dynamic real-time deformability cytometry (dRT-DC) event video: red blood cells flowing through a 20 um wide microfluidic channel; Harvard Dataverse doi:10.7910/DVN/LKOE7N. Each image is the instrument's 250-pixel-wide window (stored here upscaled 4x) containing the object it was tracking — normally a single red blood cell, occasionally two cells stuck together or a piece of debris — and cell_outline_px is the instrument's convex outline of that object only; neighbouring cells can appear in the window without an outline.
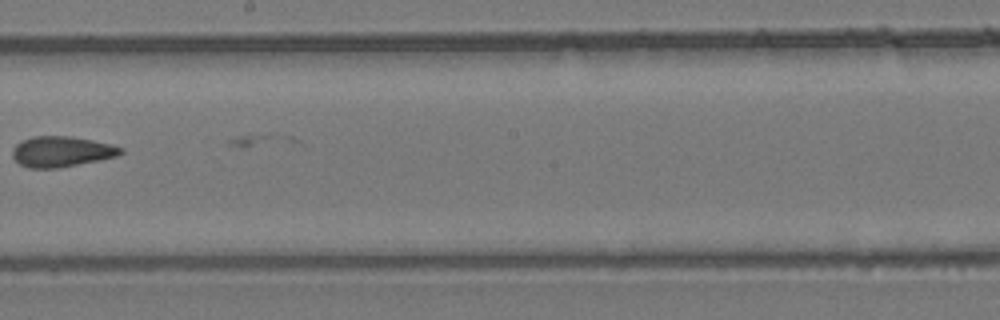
{"species": "common noctule bat (a hibernating species)", "species_latin": "Nyctalus noctula", "temperature_condition": "room temperature", "stored_images_in_passage": 16, "camera_frame_rate_fps": 3000, "um_per_image_px": 0.085, "animal": {"sex": "female", "body_mass_g": 24.6, "forearm_length_mm": 56.2}, "frame": {"image": 1, "passage_image": 15, "time_ms": 4.667, "image_size_px": [1000, 320], "cell_outline_px": [[124, 152], [116, 156], [100, 160], [56, 168], [28, 168], [20, 164], [12, 156], [12, 148], [20, 140], [36, 136], [72, 136], [112, 144], [124, 148]], "centroid_in_image_um": [5.22, 12.88], "position_along_channel_um": 243.0, "area_um2": 19.36}}